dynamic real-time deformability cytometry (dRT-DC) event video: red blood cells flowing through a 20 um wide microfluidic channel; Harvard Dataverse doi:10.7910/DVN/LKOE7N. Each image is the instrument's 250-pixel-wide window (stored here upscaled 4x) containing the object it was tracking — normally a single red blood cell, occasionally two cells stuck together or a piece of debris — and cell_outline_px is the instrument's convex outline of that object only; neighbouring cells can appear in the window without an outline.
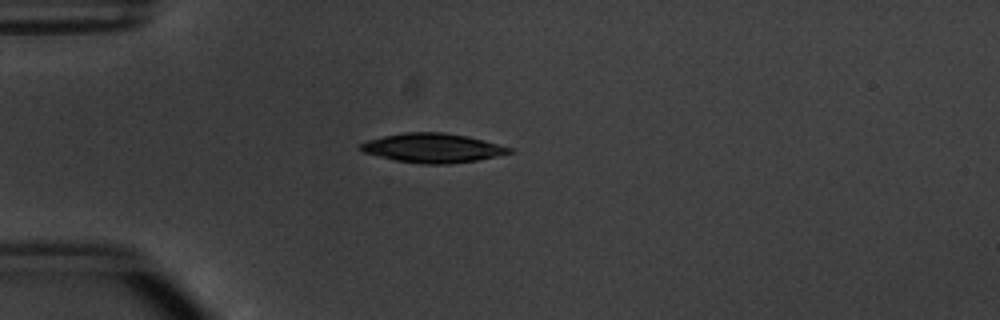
{"species": "common noctule bat (a hibernating species)", "species_latin": "Nyctalus noctula", "temperature_condition": "warm", "stored_images_in_passage": 50, "camera_frame_rate_fps": 3000, "um_per_image_px": 0.085, "animal": {"sex": "male", "body_mass_g": 20.1, "forearm_length_mm": 53.5}, "frame": {"image": 1, "passage_image": 12, "time_ms": 3.667, "image_size_px": [1000, 320], "cell_outline_px": [[516, 152], [476, 160], [448, 164], [424, 164], [396, 160], [364, 152], [360, 148], [360, 144], [368, 140], [384, 136], [404, 132], [444, 132], [468, 136], [484, 140], [512, 148]], "centroid_in_image_um": [36.82, 12.57], "position_along_channel_um": 48.2, "area_um2": 25.14}}
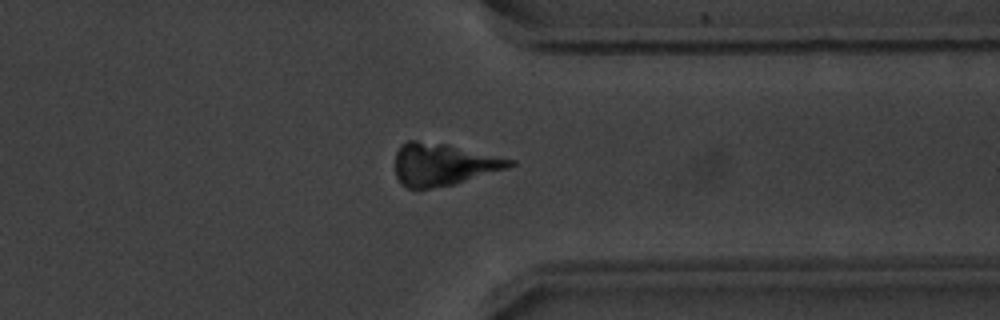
{"frame": {"image": 2, "passage_image": 39, "time_ms": 12.667, "image_size_px": [1000, 320], "cell_outline_px": [[516, 164], [508, 168], [452, 184], [420, 192], [416, 192], [400, 184], [396, 176], [396, 152], [400, 144], [408, 140], [416, 140], [448, 144], [516, 160]], "centroid_in_image_um": [37.63, 13.99], "position_along_channel_um": 373.8, "area_um2": 28.67}}
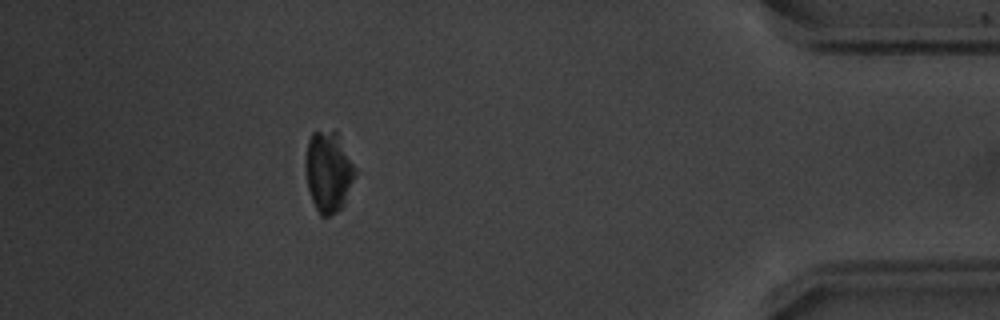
{"frame": {"image": 3, "passage_image": 45, "time_ms": 14.667, "image_size_px": [1000, 320], "cell_outline_px": [[356, 176], [344, 204], [336, 212], [328, 216], [320, 216], [312, 200], [308, 188], [304, 164], [304, 160], [308, 140], [312, 132], [332, 128], [336, 128], [356, 168]], "centroid_in_image_um": [27.92, 14.53], "position_along_channel_um": 407.3, "area_um2": 23.93}, "authors_computed_cell_mechanics": {"area_um2": 27.5995, "velocity_mm_per_s": 3.8229, "shape_relaxation_time_tau1_ms": 2.3787, "shape_relaxation_time_tau2_ms": null, "deformation_change_tau1": 0.0789, "deformation_change_tau2": null}}